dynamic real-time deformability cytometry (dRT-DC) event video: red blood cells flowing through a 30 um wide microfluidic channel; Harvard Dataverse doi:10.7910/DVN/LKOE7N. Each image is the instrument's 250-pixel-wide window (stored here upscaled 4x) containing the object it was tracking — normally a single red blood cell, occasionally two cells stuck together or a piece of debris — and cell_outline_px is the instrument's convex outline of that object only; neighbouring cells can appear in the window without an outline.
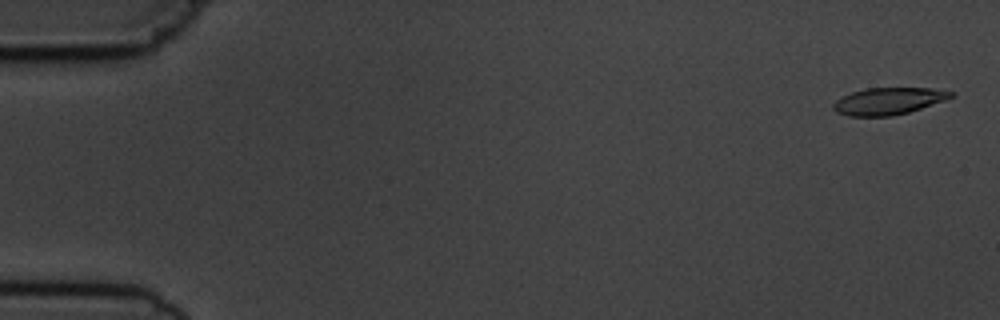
{"species": "common noctule bat (a hibernating species)", "species_latin": "Nyctalus noctula", "temperature_condition": "cold", "stored_images_in_passage": 5, "camera_frame_rate_fps": 3000, "um_per_image_px": 0.085, "animal": {"sex": "male", "body_mass_g": 19.5, "forearm_length_mm": 54.6}, "frame": {"image": 1, "passage_image": 1, "time_ms": 0.0, "image_size_px": [1000, 320], "cell_outline_px": [[956, 96], [908, 112], [892, 116], [848, 116], [836, 112], [832, 108], [832, 104], [836, 100], [852, 92], [864, 88], [932, 88], [956, 92]], "centroid_in_image_um": [75.52, 8.59], "position_along_channel_um": 9.5, "area_um2": 18.5}}
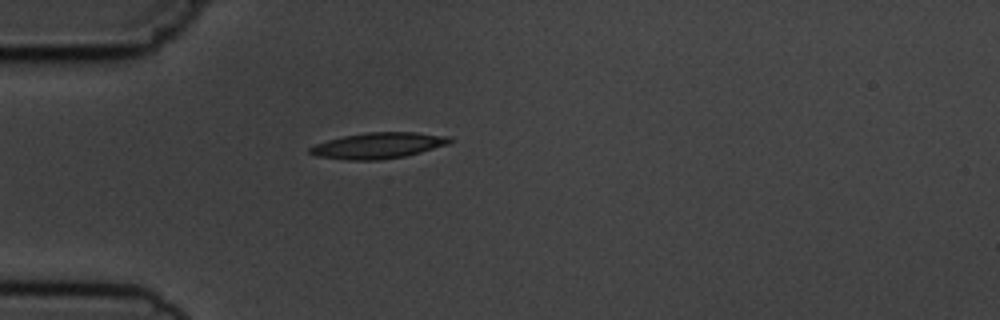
{"frame": {"image": 2, "passage_image": 5, "time_ms": 4.667, "image_size_px": [1000, 320], "cell_outline_px": [[452, 140], [448, 144], [420, 152], [404, 156], [380, 160], [348, 160], [316, 156], [308, 152], [308, 148], [316, 144], [328, 140], [344, 136], [368, 132], [416, 132], [452, 136]], "centroid_in_image_um": [32.16, 12.37], "position_along_channel_um": 52.8, "area_um2": 21.1}}